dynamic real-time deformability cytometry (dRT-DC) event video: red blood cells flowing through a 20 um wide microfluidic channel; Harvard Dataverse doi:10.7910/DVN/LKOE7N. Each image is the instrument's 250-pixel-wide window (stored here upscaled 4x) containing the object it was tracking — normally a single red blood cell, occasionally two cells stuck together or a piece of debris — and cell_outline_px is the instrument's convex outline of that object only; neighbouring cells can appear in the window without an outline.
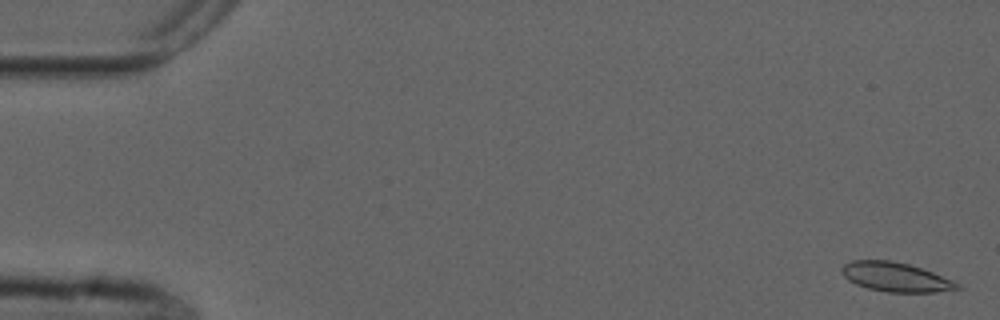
{"species": "common noctule bat (a hibernating species)", "species_latin": "Nyctalus noctula", "temperature_condition": "cold", "stored_images_in_passage": 56, "camera_frame_rate_fps": 3000, "um_per_image_px": 0.085, "animal": {"sex": "male", "forearm_length_mm": 52.5}, "frame": {"image": 1, "passage_image": 2, "time_ms": 0.333, "image_size_px": [1000, 320], "cell_outline_px": [[964, 288], [936, 292], [888, 292], [868, 288], [856, 284], [848, 280], [840, 272], [840, 268], [844, 264], [852, 260], [892, 260], [908, 264], [932, 272], [952, 280], [960, 284]], "centroid_in_image_um": [76.12, 23.55], "position_along_channel_um": 8.9, "area_um2": 19.71}}
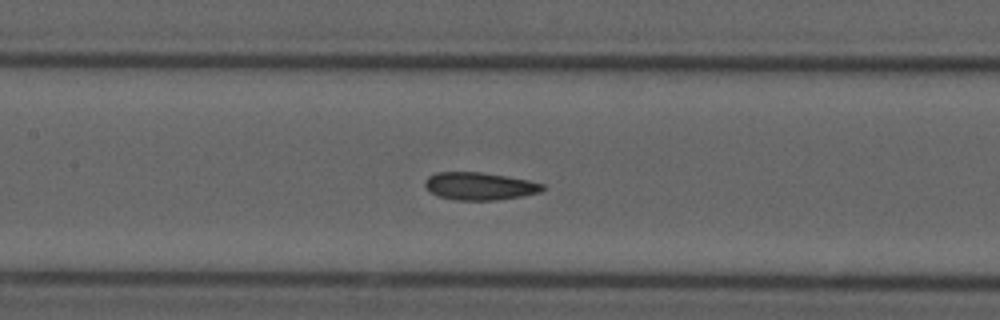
{"frame": {"image": 2, "passage_image": 26, "time_ms": 8.333, "image_size_px": [1000, 320], "cell_outline_px": [[544, 188], [540, 192], [524, 196], [496, 200], [456, 200], [436, 196], [424, 184], [424, 180], [428, 176], [436, 172], [480, 172], [508, 176], [528, 180], [544, 184]], "centroid_in_image_um": [40.76, 15.82], "position_along_channel_um": 166.6, "area_um2": 19.02}}
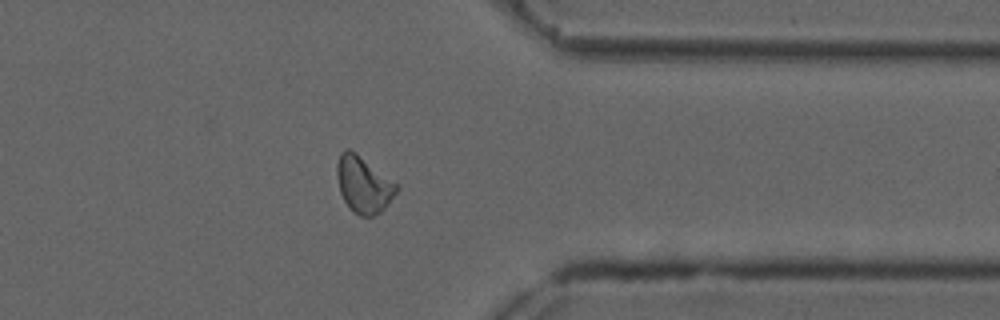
{"frame": {"image": 3, "passage_image": 44, "time_ms": 14.333, "image_size_px": [1000, 320], "cell_outline_px": [[400, 188], [388, 204], [380, 212], [372, 216], [360, 216], [352, 212], [344, 200], [340, 192], [336, 172], [336, 164], [340, 152], [348, 148], [356, 152], [400, 184]], "centroid_in_image_um": [30.92, 15.67], "position_along_channel_um": 380.5, "area_um2": 20.0}, "authors_computed_cell_mechanics": {"area_um2": 19.4497, "velocity_mm_per_s": 3.7227, "shape_relaxation_time_tau1_ms": 9.8773, "shape_relaxation_time_tau2_ms": 2.578, "deformation_change_tau1": 0.1894, "deformation_change_tau2": 0.085}}